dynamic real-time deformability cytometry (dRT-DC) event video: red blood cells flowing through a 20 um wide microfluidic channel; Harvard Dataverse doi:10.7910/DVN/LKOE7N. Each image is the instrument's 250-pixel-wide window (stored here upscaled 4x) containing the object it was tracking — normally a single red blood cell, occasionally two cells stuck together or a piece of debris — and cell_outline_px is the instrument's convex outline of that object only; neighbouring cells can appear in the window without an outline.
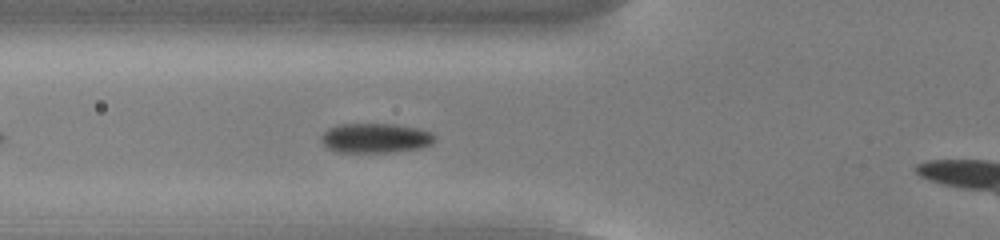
{"species": "common noctule bat (a hibernating species)", "species_latin": "Nyctalus noctula", "temperature_condition": "cold", "stored_images_in_passage": 20, "camera_frame_rate_fps": 3000, "um_per_image_px": 0.085, "animal": {"sex": "male", "body_mass_g": 13.0, "forearm_length_mm": 53.1}, "frame": {"image": 1, "passage_image": 7, "time_ms": 2.0, "image_size_px": [1000, 240], "cell_outline_px": [[436, 140], [432, 144], [420, 148], [388, 152], [336, 152], [328, 148], [320, 140], [320, 136], [328, 128], [340, 124], [396, 124], [416, 128], [432, 132], [436, 136]], "centroid_in_image_um": [31.92, 11.73], "position_along_channel_um": 93.9, "area_um2": 19.71}}
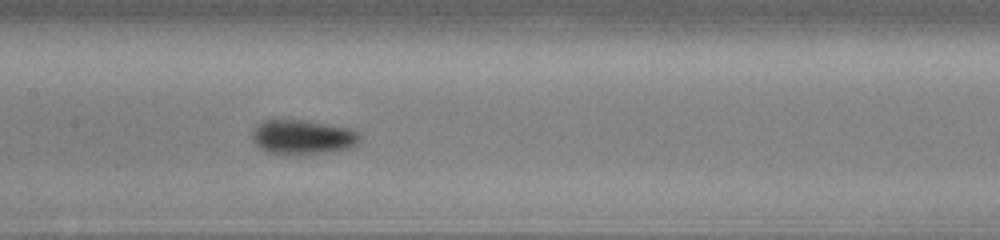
{"frame": {"image": 2, "passage_image": 14, "time_ms": 4.333, "image_size_px": [1000, 240], "cell_outline_px": [[360, 140], [356, 144], [348, 148], [324, 152], [288, 156], [268, 152], [260, 148], [252, 140], [252, 132], [256, 124], [264, 120], [304, 120], [348, 128], [356, 132], [360, 136]], "centroid_in_image_um": [25.66, 11.66], "position_along_channel_um": 181.7, "area_um2": 21.62}}
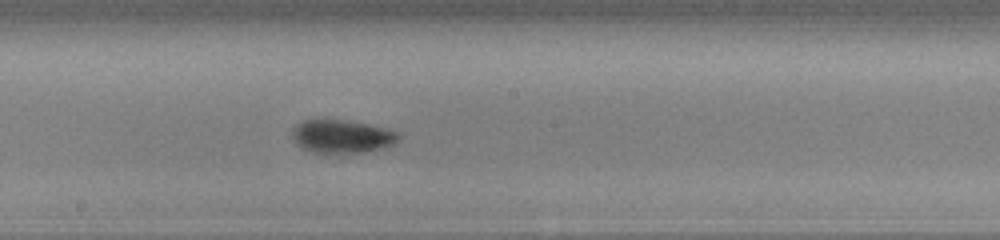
{"frame": {"image": 3, "passage_image": 17, "time_ms": 5.333, "image_size_px": [1000, 240], "cell_outline_px": [[400, 136], [392, 144], [384, 148], [360, 152], [312, 152], [304, 148], [292, 136], [292, 128], [296, 124], [304, 120], [316, 116], [344, 120], [368, 124], [388, 128], [400, 132]], "centroid_in_image_um": [29.05, 11.53], "position_along_channel_um": 219.2, "area_um2": 20.81}}